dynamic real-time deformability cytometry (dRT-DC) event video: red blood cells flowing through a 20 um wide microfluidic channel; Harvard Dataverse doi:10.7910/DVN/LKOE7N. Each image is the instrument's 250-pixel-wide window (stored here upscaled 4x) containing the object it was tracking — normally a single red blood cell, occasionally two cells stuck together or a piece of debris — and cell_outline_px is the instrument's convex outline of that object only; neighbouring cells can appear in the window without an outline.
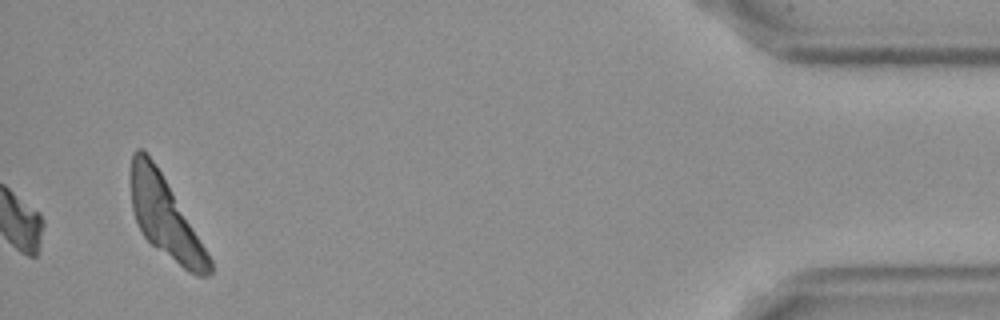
{"species": "Egyptian fruit bat (a non-hibernating species)", "species_latin": "Rousettus aegyptiacus", "temperature_condition": "cold", "stored_images_in_passage": 39, "camera_frame_rate_fps": 3000, "um_per_image_px": 0.085, "frame": {"image": 1, "passage_image": 39, "time_ms": 12.667, "image_size_px": [1000, 320], "cell_outline_px": [[212, 272], [208, 276], [196, 276], [188, 272], [156, 248], [144, 236], [136, 220], [132, 208], [132, 152], [136, 148], [144, 148], [160, 172], [212, 260]], "centroid_in_image_um": [14.05, 18.51], "position_along_channel_um": 421.2, "area_um2": 35.6}, "authors_computed_cell_mechanics": {"area_um2": 19.074, "velocity_mm_per_s": 3.6193, "shape_relaxation_time_tau1_ms": 5.6291, "shape_relaxation_time_tau2_ms": null, "deformation_change_tau1": 0.1821, "deformation_change_tau2": null}}